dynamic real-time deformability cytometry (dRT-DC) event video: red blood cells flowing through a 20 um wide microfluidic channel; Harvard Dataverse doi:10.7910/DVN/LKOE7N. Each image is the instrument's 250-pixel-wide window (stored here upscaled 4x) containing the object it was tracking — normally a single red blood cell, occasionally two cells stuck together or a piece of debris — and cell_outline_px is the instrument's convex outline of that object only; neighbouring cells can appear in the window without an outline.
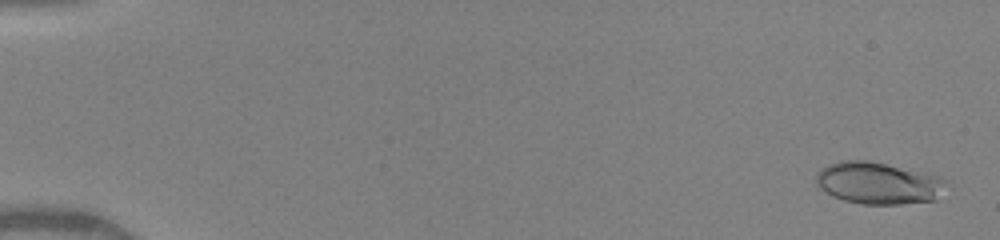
{"species": "human", "species_latin": "Homo sapiens", "temperature_condition": "warm", "stored_images_in_passage": 50, "camera_frame_rate_fps": 3000, "um_per_image_px": 0.085, "donor": {"sex": "female"}, "frame": {"image": 1, "passage_image": 2, "time_ms": 0.333, "image_size_px": [1000, 240], "cell_outline_px": [[948, 184], [936, 200], [900, 204], [860, 204], [844, 200], [832, 196], [820, 188], [816, 184], [816, 176], [828, 164], [840, 160], [868, 160], [940, 176], [948, 180]], "centroid_in_image_um": [74.68, 15.57], "position_along_channel_um": 10.3, "area_um2": 31.85}}
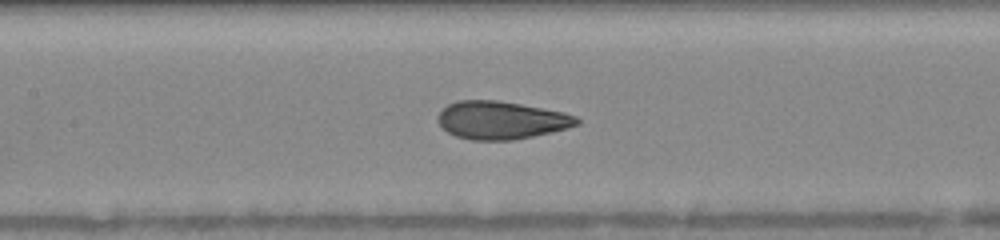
{"frame": {"image": 2, "passage_image": 25, "time_ms": 8.0, "image_size_px": [1000, 240], "cell_outline_px": [[580, 124], [568, 128], [552, 132], [512, 140], [472, 140], [456, 136], [448, 132], [436, 120], [440, 112], [448, 104], [456, 100], [496, 100], [520, 104], [564, 112], [576, 116], [580, 120]], "centroid_in_image_um": [42.61, 10.21], "position_along_channel_um": 164.8, "area_um2": 30.63}}
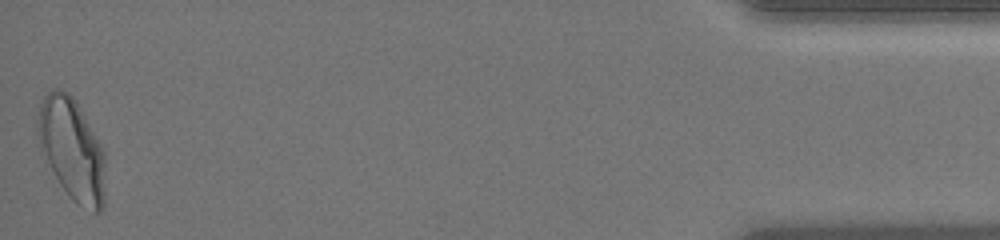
{"frame": {"image": 3, "passage_image": 50, "time_ms": 16.333, "image_size_px": [1000, 240], "cell_outline_px": [[104, 204], [100, 212], [92, 212], [72, 200], [60, 184], [40, 148], [36, 128], [40, 104], [44, 96], [52, 88], [56, 88], [68, 92], [76, 100], [100, 144], [104, 152]], "centroid_in_image_um": [6.1, 12.67], "position_along_channel_um": 429.1, "area_um2": 39.77}, "authors_computed_cell_mechanics": {"area_um2": 30.6918, "velocity_mm_per_s": 4.1291, "shape_relaxation_time_tau1_ms": 3.7983, "shape_relaxation_time_tau2_ms": 0.7169, "deformation_change_tau1": 0.1761, "deformation_change_tau2": 0.0752}}